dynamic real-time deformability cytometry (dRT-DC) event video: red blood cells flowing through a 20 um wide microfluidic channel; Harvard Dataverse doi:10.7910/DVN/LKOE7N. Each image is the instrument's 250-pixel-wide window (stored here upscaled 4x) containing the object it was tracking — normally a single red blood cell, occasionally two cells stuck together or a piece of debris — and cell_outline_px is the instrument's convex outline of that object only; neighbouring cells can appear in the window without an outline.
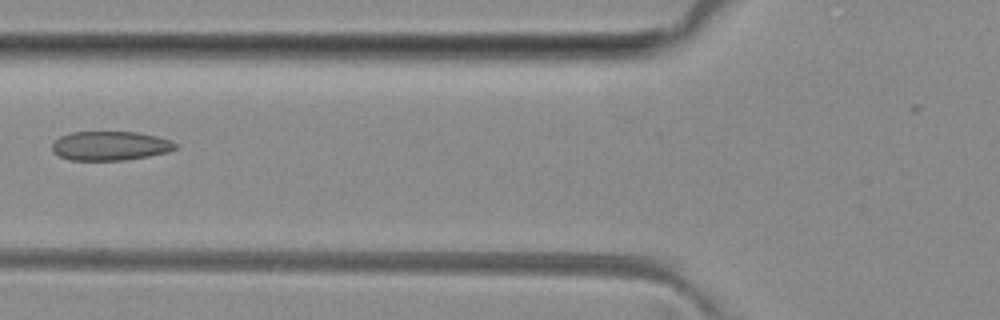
{"species": "common noctule bat (a hibernating species)", "species_latin": "Nyctalus noctula", "temperature_condition": "room temperature", "stored_images_in_passage": 7, "camera_frame_rate_fps": 3000, "um_per_image_px": 0.085, "animal": {"sex": "female", "body_mass_g": 29.2, "forearm_length_mm": 56.3}, "frame": {"image": 1, "passage_image": 6, "time_ms": 6.0, "image_size_px": [1000, 320], "cell_outline_px": [[176, 148], [168, 152], [148, 156], [124, 160], [68, 160], [52, 152], [52, 144], [60, 136], [72, 132], [136, 132], [156, 136], [168, 140], [176, 144]], "centroid_in_image_um": [9.33, 12.4], "position_along_channel_um": 116.5, "area_um2": 20.81}}
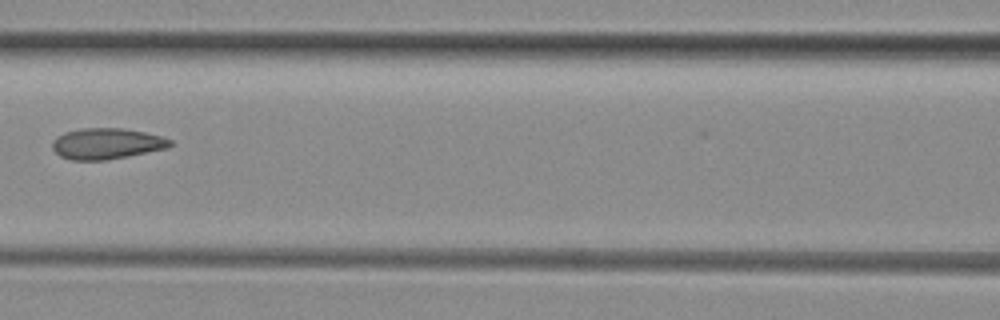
{"frame": {"image": 2, "passage_image": 7, "time_ms": 7.0, "image_size_px": [1000, 320], "cell_outline_px": [[172, 144], [168, 148], [128, 156], [104, 160], [72, 160], [60, 156], [52, 148], [52, 140], [56, 136], [64, 132], [80, 128], [124, 128], [144, 132], [160, 136], [172, 140]], "centroid_in_image_um": [9.04, 12.2], "position_along_channel_um": 157.6, "area_um2": 21.33}}